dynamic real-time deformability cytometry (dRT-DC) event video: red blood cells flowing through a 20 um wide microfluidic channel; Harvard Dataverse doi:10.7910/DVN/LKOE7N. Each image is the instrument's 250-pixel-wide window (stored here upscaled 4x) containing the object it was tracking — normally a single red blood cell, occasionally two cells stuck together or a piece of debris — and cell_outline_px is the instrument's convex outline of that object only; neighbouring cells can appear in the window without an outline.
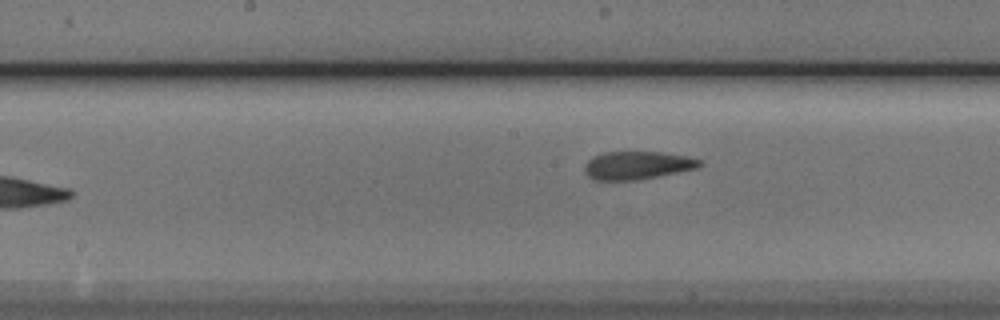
{"species": "Egyptian fruit bat (a non-hibernating species)", "species_latin": "Rousettus aegyptiacus", "temperature_condition": "cold", "stored_images_in_passage": 8, "camera_frame_rate_fps": 3000, "um_per_image_px": 0.085, "animal": {"sex": "male"}, "frame": {"image": 1, "passage_image": 8, "time_ms": 9.0, "image_size_px": [1000, 320], "cell_outline_px": [[704, 164], [700, 168], [656, 176], [632, 180], [596, 180], [588, 176], [584, 168], [588, 160], [592, 156], [604, 152], [660, 152], [684, 156], [700, 160]], "centroid_in_image_um": [54.17, 14.05], "position_along_channel_um": 194.0, "area_um2": 18.61}}